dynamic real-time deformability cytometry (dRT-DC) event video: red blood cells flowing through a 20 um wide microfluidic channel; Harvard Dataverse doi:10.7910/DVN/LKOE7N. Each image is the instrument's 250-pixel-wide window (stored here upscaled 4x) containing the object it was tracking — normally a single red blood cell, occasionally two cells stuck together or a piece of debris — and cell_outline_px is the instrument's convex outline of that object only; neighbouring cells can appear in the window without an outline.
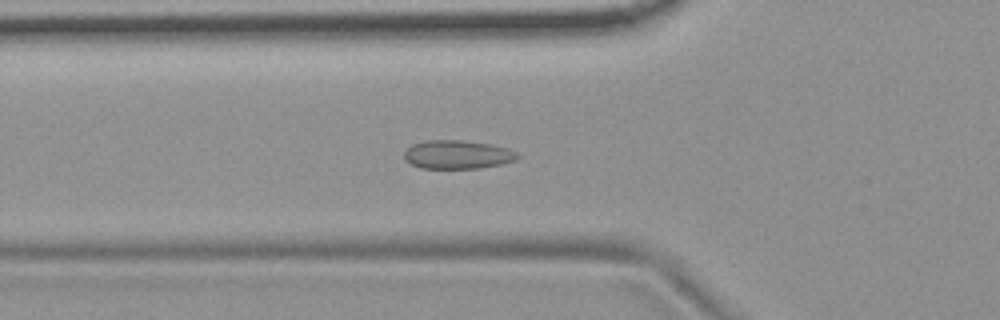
{"species": "common noctule bat (a hibernating species)", "species_latin": "Nyctalus noctula", "temperature_condition": "room temperature", "stored_images_in_passage": 38, "camera_frame_rate_fps": 3000, "um_per_image_px": 0.085, "animal": {"sex": "female", "body_mass_g": 19.9}, "frame": {"image": 1, "passage_image": 3, "time_ms": 0.667, "image_size_px": [1000, 320], "cell_outline_px": [[520, 156], [516, 160], [500, 164], [480, 168], [420, 168], [404, 160], [404, 152], [412, 144], [428, 140], [460, 140], [492, 144], [508, 148], [516, 152]], "centroid_in_image_um": [38.89, 13.13], "position_along_channel_um": 86.9, "area_um2": 18.9}}
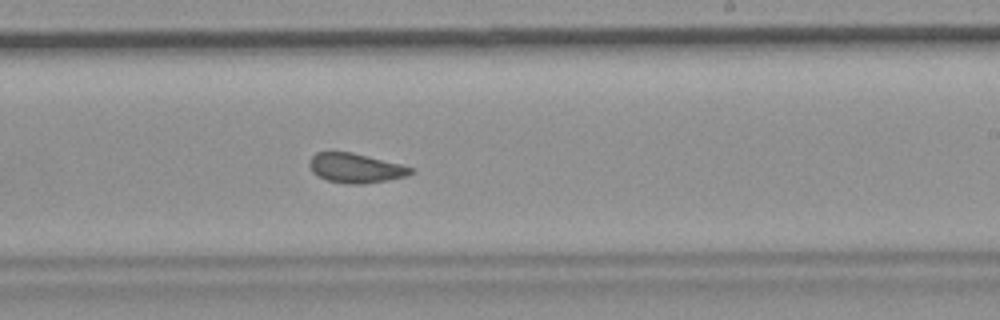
{"frame": {"image": 2, "passage_image": 17, "time_ms": 5.333, "image_size_px": [1000, 320], "cell_outline_px": [[416, 168], [412, 172], [404, 176], [364, 184], [344, 184], [328, 180], [312, 172], [308, 164], [312, 156], [316, 152], [352, 152]], "centroid_in_image_um": [30.2, 14.28], "position_along_channel_um": 258.8, "area_um2": 17.22}}
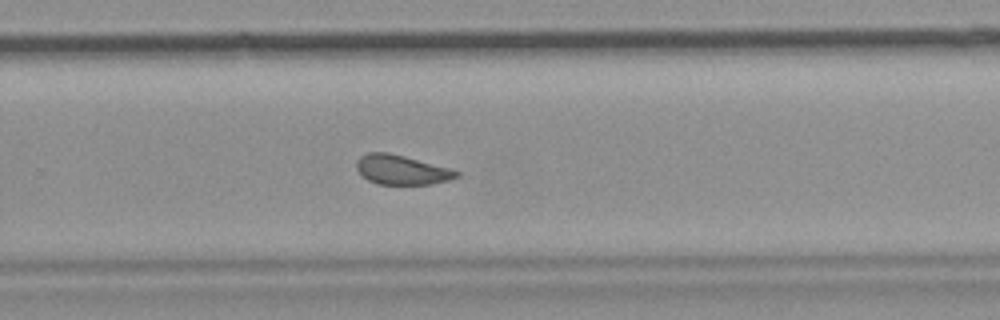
{"frame": {"image": 3, "passage_image": 20, "time_ms": 6.333, "image_size_px": [1000, 320], "cell_outline_px": [[460, 176], [448, 180], [432, 184], [376, 184], [368, 180], [356, 168], [356, 160], [360, 156], [368, 152], [388, 152], [452, 168], [460, 172]], "centroid_in_image_um": [34.15, 14.43], "position_along_channel_um": 295.6, "area_um2": 17.28}, "authors_computed_cell_mechanics": {"area_um2": 18.0047, "velocity_mm_per_s": 3.6913, "shape_relaxation_time_tau1_ms": null, "shape_relaxation_time_tau2_ms": 1.3863, "deformation_change_tau1": null, "deformation_change_tau2": 0.0641}}